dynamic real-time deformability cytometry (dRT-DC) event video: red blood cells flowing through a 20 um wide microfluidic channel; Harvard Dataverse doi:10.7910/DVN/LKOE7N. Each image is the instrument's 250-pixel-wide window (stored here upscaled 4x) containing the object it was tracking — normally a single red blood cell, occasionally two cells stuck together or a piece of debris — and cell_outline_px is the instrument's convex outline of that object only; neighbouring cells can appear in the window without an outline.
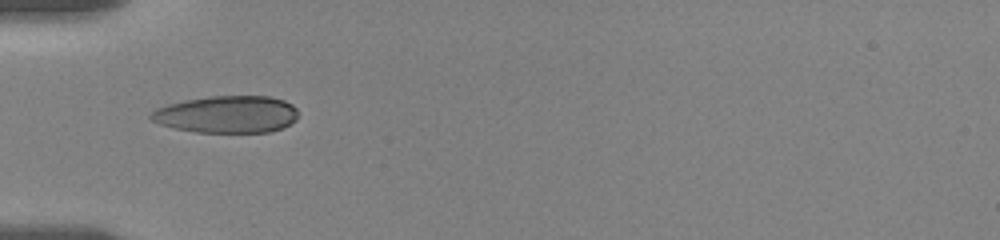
{"species": "human", "species_latin": "Homo sapiens", "temperature_condition": "room temperature", "stored_images_in_passage": 17, "camera_frame_rate_fps": 3000, "um_per_image_px": 0.085, "donor": {"sex": "female"}, "frame": {"image": 1, "passage_image": 1, "time_ms": 0.0, "image_size_px": [1000, 240], "cell_outline_px": [[296, 120], [284, 128], [272, 132], [196, 132], [176, 128], [160, 124], [152, 120], [148, 116], [156, 108], [168, 104], [184, 100], [208, 96], [268, 96], [284, 100], [292, 104], [296, 108]], "centroid_in_image_um": [19.3, 9.72], "position_along_channel_um": 65.7, "area_um2": 31.96}}
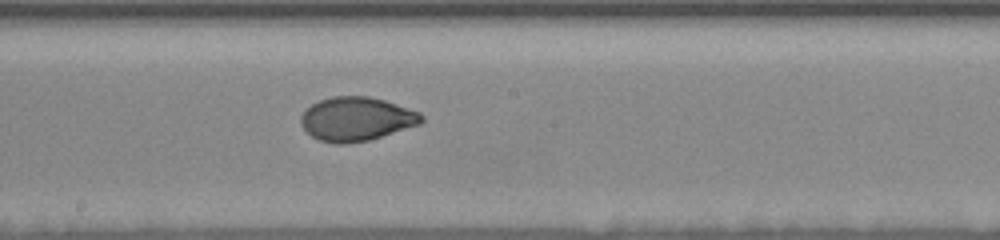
{"frame": {"image": 2, "passage_image": 6, "time_ms": 4.333, "image_size_px": [1000, 240], "cell_outline_px": [[424, 120], [420, 124], [368, 140], [348, 144], [336, 144], [320, 140], [312, 136], [300, 124], [300, 116], [312, 104], [320, 100], [332, 96], [368, 96], [384, 100], [420, 112], [424, 116]], "centroid_in_image_um": [30.3, 10.11], "position_along_channel_um": 217.9, "area_um2": 30.69}}
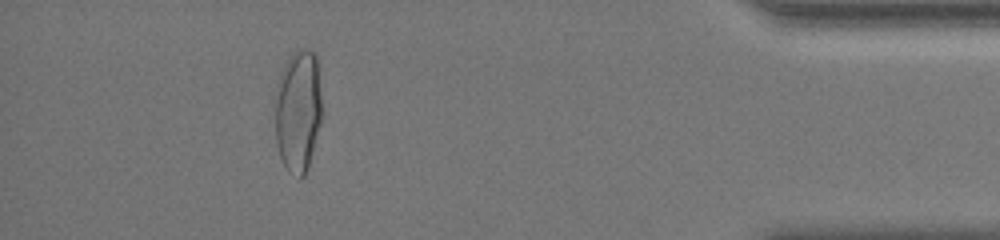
{"frame": {"image": 3, "passage_image": 15, "time_ms": 11.0, "image_size_px": [1000, 240], "cell_outline_px": [[324, 112], [308, 168], [304, 176], [300, 180], [288, 172], [280, 156], [276, 144], [272, 96], [280, 72], [288, 56], [296, 48], [308, 48], [316, 52], [320, 64]], "centroid_in_image_um": [25.35, 9.33], "position_along_channel_um": 409.9, "area_um2": 36.01}, "authors_computed_cell_mechanics": {"area_um2": 31.0386, "velocity_mm_per_s": 3.5485, "shape_relaxation_time_tau1_ms": 4.0842, "shape_relaxation_time_tau2_ms": null, "deformation_change_tau1": 0.1654, "deformation_change_tau2": null}}